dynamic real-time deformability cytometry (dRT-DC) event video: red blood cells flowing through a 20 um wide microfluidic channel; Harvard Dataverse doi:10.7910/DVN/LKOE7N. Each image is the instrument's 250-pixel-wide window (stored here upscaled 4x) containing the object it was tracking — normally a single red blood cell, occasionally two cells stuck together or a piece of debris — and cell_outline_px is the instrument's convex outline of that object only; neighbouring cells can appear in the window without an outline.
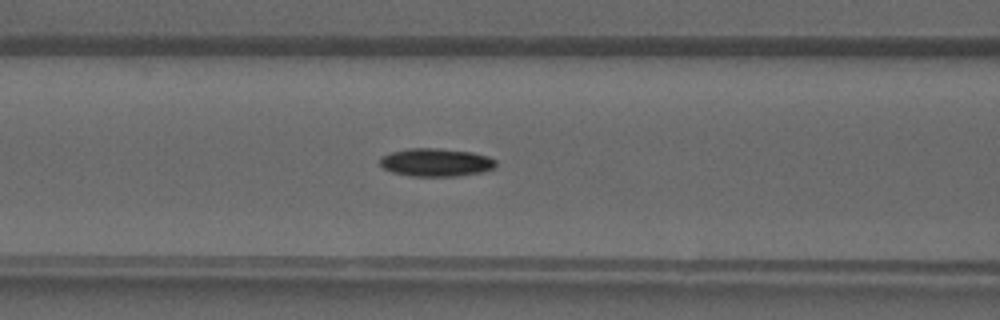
{"species": "common noctule bat (a hibernating species)", "species_latin": "Nyctalus noctula", "temperature_condition": "warm", "stored_images_in_passage": 37, "camera_frame_rate_fps": 3000, "um_per_image_px": 0.085, "animal": {"sex": "male", "forearm_length_mm": 52.5}, "frame": {"image": 1, "passage_image": 13, "time_ms": 4.0, "image_size_px": [1000, 320], "cell_outline_px": [[496, 168], [480, 172], [456, 176], [412, 176], [392, 172], [384, 168], [380, 164], [380, 156], [392, 152], [408, 148], [436, 148], [472, 152], [488, 156], [496, 160]], "centroid_in_image_um": [37.06, 13.8], "position_along_channel_um": 129.5, "area_um2": 18.96}}
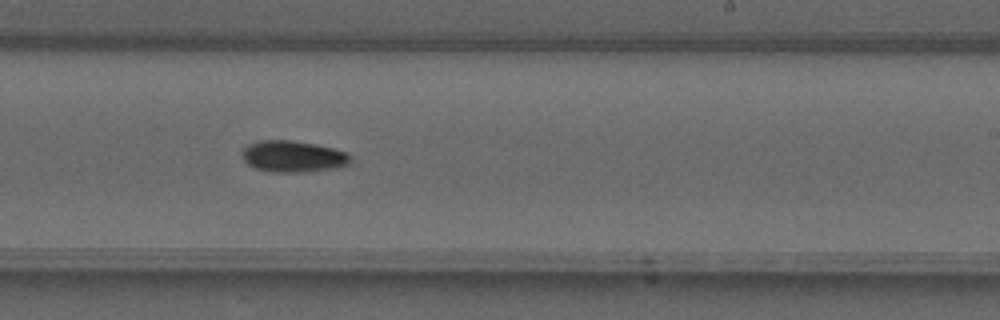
{"frame": {"image": 2, "passage_image": 21, "time_ms": 6.667, "image_size_px": [1000, 320], "cell_outline_px": [[352, 160], [348, 164], [340, 168], [308, 172], [272, 172], [256, 168], [248, 164], [244, 160], [240, 152], [248, 144], [260, 140], [292, 140], [316, 144], [332, 148], [344, 152], [352, 156]], "centroid_in_image_um": [24.92, 13.3], "position_along_channel_um": 264.1, "area_um2": 20.11}}
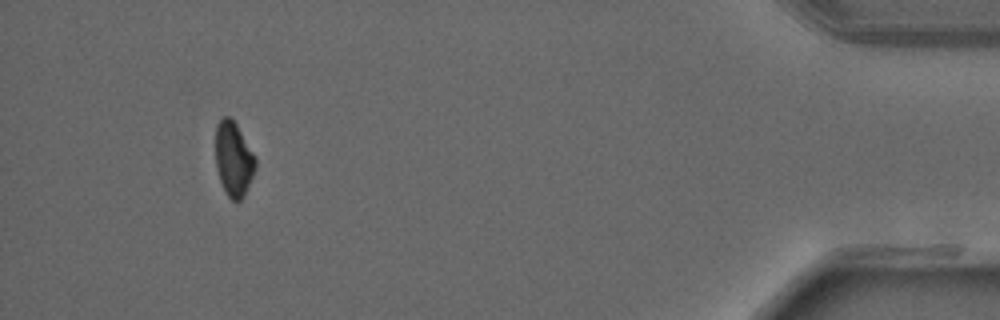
{"frame": {"image": 3, "passage_image": 34, "time_ms": 11.0, "image_size_px": [1000, 320], "cell_outline_px": [[256, 164], [252, 176], [244, 196], [240, 200], [232, 200], [224, 192], [216, 168], [216, 124], [224, 116], [228, 116], [236, 124], [256, 156]], "centroid_in_image_um": [19.85, 13.52], "position_along_channel_um": 415.4, "area_um2": 17.22}}